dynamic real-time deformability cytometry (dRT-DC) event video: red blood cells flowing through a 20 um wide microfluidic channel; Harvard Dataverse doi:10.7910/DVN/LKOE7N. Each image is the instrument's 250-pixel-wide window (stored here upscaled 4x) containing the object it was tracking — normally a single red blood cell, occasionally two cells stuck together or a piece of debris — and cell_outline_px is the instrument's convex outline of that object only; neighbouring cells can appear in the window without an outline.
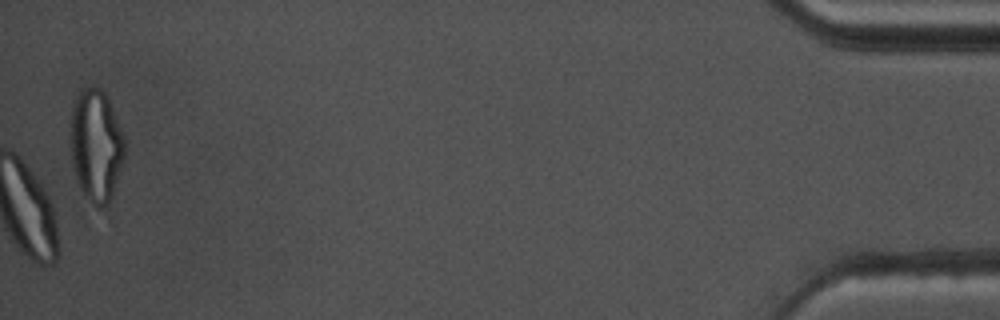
{"species": "common noctule bat (a hibernating species)", "species_latin": "Nyctalus noctula", "temperature_condition": "warm", "stored_images_in_passage": 52, "camera_frame_rate_fps": 3000, "um_per_image_px": 0.085, "animal": {"sex": "male", "body_mass_g": 17.5, "forearm_length_mm": 52.3}, "frame": {"image": 1, "passage_image": 52, "time_ms": 17.0, "image_size_px": [1000, 320], "cell_outline_px": [[124, 160], [112, 196], [108, 204], [100, 208], [88, 208], [76, 180], [72, 160], [68, 136], [68, 132], [72, 108], [80, 92], [88, 88], [100, 88], [104, 92], [108, 100], [124, 136]], "centroid_in_image_um": [8.13, 12.49], "position_along_channel_um": 427.1, "area_um2": 36.07}, "authors_computed_cell_mechanics": {"area_um2": 29.0734, "velocity_mm_per_s": 3.56, "shape_relaxation_time_tau1_ms": null, "shape_relaxation_time_tau2_ms": 1.3127, "deformation_change_tau1": null, "deformation_change_tau2": 0.0701}}